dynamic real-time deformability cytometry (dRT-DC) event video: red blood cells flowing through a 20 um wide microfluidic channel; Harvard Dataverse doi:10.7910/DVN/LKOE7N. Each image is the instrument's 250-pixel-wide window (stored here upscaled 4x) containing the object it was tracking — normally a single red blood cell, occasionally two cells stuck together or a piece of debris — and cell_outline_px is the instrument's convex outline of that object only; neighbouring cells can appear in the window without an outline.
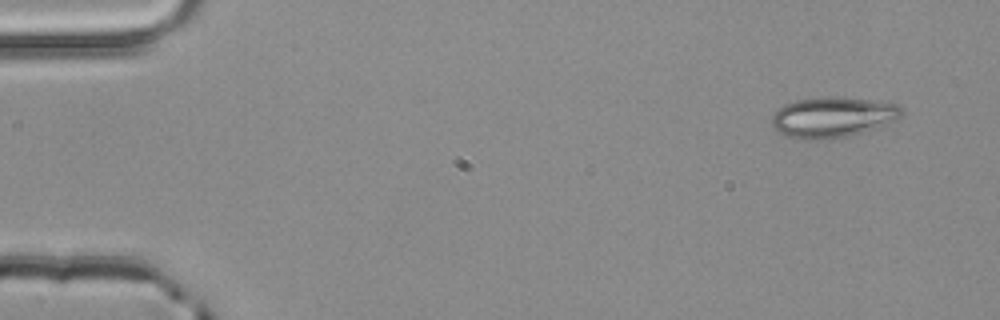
{"species": "common noctule bat (a hibernating species)", "species_latin": "Nyctalus noctula", "temperature_condition": "room temperature", "stored_images_in_passage": 3, "camera_frame_rate_fps": 3000, "um_per_image_px": 0.085, "animal": {"sex": "male", "body_mass_g": 20.4}, "frame": {"image": 1, "passage_image": 3, "time_ms": 0.667, "image_size_px": [1000, 320], "cell_outline_px": [[904, 112], [896, 120], [876, 128], [848, 136], [824, 140], [800, 140], [788, 136], [772, 128], [772, 116], [776, 108], [784, 104], [796, 100], [824, 96], [836, 96], [868, 100], [896, 104]], "centroid_in_image_um": [70.72, 9.97], "position_along_channel_um": 14.3, "area_um2": 30.87}}